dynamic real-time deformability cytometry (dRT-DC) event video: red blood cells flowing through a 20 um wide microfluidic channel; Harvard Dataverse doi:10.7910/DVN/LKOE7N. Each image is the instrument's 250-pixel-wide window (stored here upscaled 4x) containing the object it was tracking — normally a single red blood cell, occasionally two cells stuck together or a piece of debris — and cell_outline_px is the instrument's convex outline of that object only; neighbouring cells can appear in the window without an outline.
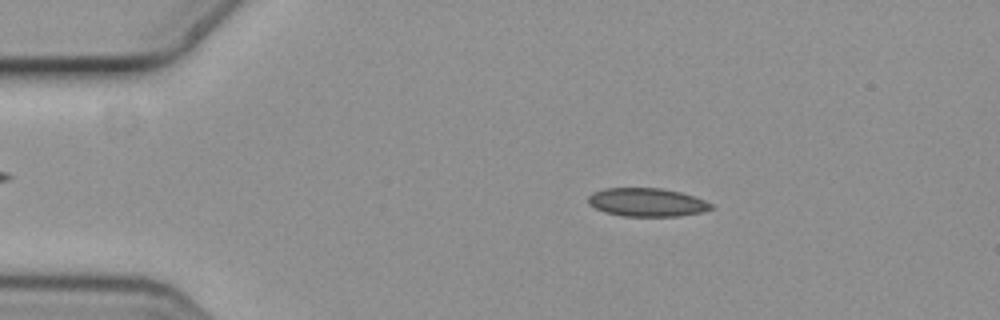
{"species": "common noctule bat (a hibernating species)", "species_latin": "Nyctalus noctula", "temperature_condition": "cold", "stored_images_in_passage": 5, "camera_frame_rate_fps": 3000, "um_per_image_px": 0.085, "animal": {"sex": "female", "body_mass_g": 19.3, "forearm_length_mm": 54.1}, "frame": {"image": 1, "passage_image": 2, "time_ms": 0.333, "image_size_px": [1000, 320], "cell_outline_px": [[716, 208], [700, 212], [680, 216], [620, 216], [604, 212], [588, 204], [588, 196], [592, 192], [608, 188], [660, 188], [680, 192], [704, 200], [712, 204]], "centroid_in_image_um": [54.97, 17.2], "position_along_channel_um": 30.0, "area_um2": 20.35}}
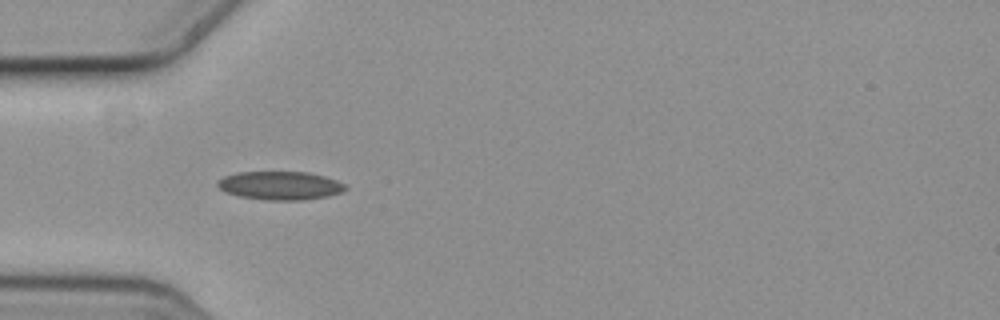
{"frame": {"image": 2, "passage_image": 4, "time_ms": 1.0, "image_size_px": [1000, 320], "cell_outline_px": [[348, 188], [344, 192], [328, 196], [304, 200], [264, 200], [240, 196], [224, 192], [216, 184], [224, 176], [236, 172], [308, 172], [324, 176], [336, 180], [344, 184]], "centroid_in_image_um": [23.83, 15.78], "position_along_channel_um": 61.2, "area_um2": 21.27}}
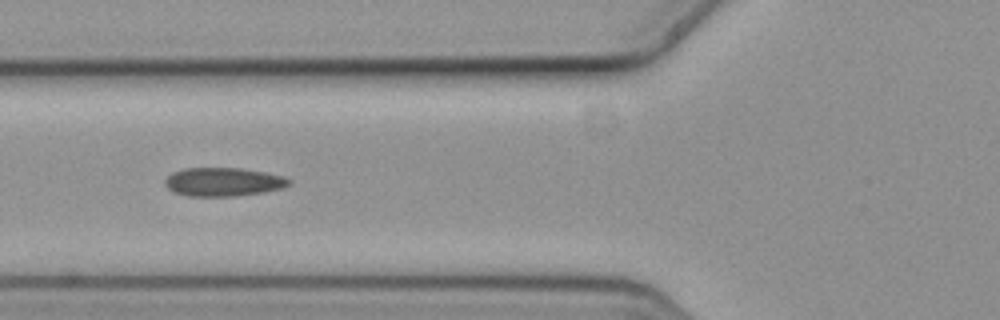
{"frame": {"image": 3, "passage_image": 5, "time_ms": 1.333, "image_size_px": [1000, 320], "cell_outline_px": [[292, 184], [284, 188], [264, 192], [236, 196], [188, 196], [172, 192], [164, 184], [164, 180], [172, 172], [184, 168], [240, 168], [264, 172], [284, 176], [292, 180]], "centroid_in_image_um": [18.99, 15.46], "position_along_channel_um": 106.8, "area_um2": 20.92}}